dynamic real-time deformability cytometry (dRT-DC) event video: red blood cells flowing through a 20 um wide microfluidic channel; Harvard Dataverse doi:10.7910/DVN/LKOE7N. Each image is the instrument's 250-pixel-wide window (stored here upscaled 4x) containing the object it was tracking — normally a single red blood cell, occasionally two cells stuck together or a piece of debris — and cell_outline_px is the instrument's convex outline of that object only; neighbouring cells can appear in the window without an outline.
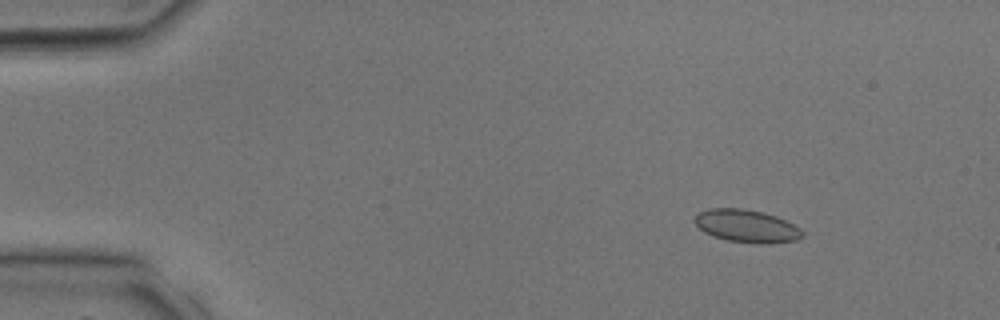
{"species": "common noctule bat (a hibernating species)", "species_latin": "Nyctalus noctula", "temperature_condition": "room temperature", "stored_images_in_passage": 33, "camera_frame_rate_fps": 3000, "um_per_image_px": 0.085, "animal": {"sex": "male", "body_mass_g": 17.9, "forearm_length_mm": 54.2}, "frame": {"image": 1, "passage_image": 4, "time_ms": 1.0, "image_size_px": [1000, 320], "cell_outline_px": [[804, 236], [796, 240], [764, 244], [724, 240], [712, 236], [704, 232], [692, 220], [700, 212], [708, 208], [744, 208], [764, 212], [776, 216], [800, 228], [804, 232]], "centroid_in_image_um": [63.45, 19.21], "position_along_channel_um": 21.5, "area_um2": 20.63}}
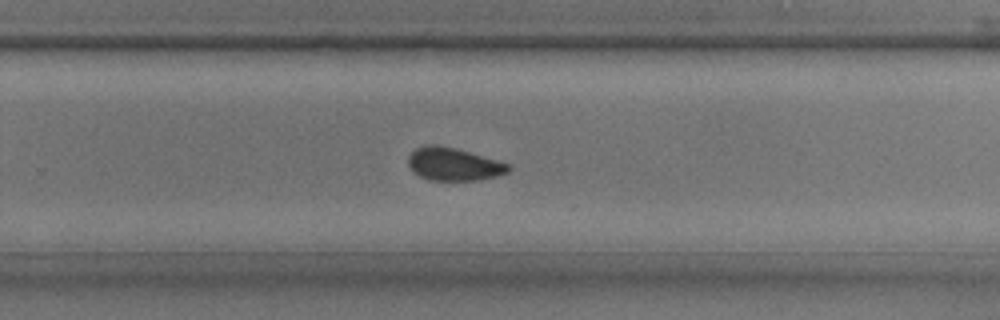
{"frame": {"image": 2, "passage_image": 22, "time_ms": 7.0, "image_size_px": [1000, 320], "cell_outline_px": [[512, 168], [508, 172], [496, 176], [476, 180], [428, 180], [412, 172], [408, 164], [408, 156], [416, 148], [428, 144], [436, 144], [456, 148], [496, 160], [508, 164]], "centroid_in_image_um": [38.52, 13.95], "position_along_channel_um": 291.3, "area_um2": 19.13}}
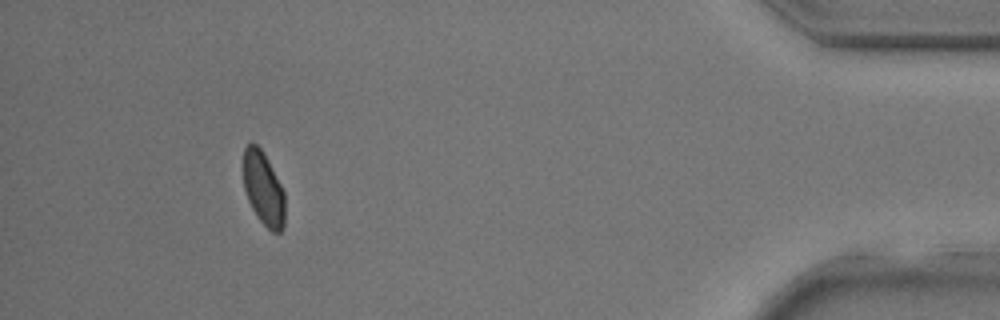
{"frame": {"image": 3, "passage_image": 31, "time_ms": 10.0, "image_size_px": [1000, 320], "cell_outline_px": [[284, 228], [280, 232], [272, 232], [256, 216], [248, 200], [244, 188], [244, 148], [248, 144], [256, 144], [260, 148], [280, 184], [284, 192]], "centroid_in_image_um": [22.39, 16.08], "position_along_channel_um": 412.8, "area_um2": 17.4}}